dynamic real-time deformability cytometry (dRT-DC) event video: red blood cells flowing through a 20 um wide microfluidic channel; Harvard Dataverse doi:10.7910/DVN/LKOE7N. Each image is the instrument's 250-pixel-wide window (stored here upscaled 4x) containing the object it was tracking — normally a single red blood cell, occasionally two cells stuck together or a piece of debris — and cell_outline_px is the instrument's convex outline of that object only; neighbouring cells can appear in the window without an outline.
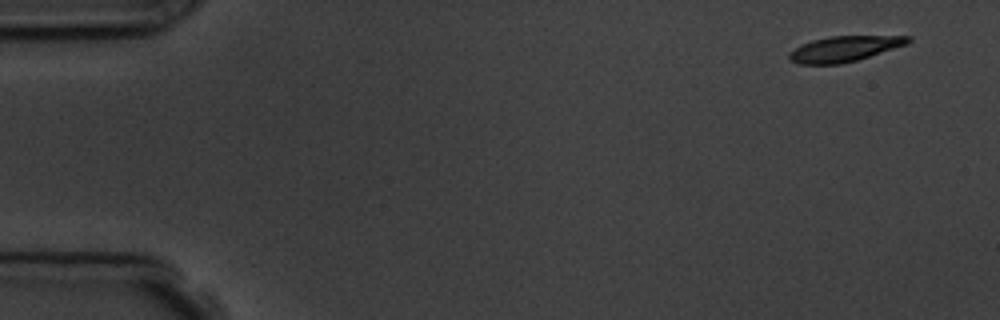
{"species": "common noctule bat (a hibernating species)", "species_latin": "Nyctalus noctula", "temperature_condition": "room temperature", "stored_images_in_passage": 5, "segment_of_instrument_passage": [2, 2], "camera_frame_rate_fps": 3000, "um_per_image_px": 0.085, "animal": {"sex": "male", "body_mass_g": 19.5, "forearm_length_mm": 54.6}, "frame": {"image": 1, "passage_image": 5, "time_ms": 4.667, "image_size_px": [1000, 320], "cell_outline_px": [[912, 40], [908, 44], [856, 60], [840, 64], [800, 64], [788, 60], [788, 52], [812, 40], [832, 36], [912, 36]], "centroid_in_image_um": [71.77, 4.15], "position_along_channel_um": 13.2, "area_um2": 17.51}}